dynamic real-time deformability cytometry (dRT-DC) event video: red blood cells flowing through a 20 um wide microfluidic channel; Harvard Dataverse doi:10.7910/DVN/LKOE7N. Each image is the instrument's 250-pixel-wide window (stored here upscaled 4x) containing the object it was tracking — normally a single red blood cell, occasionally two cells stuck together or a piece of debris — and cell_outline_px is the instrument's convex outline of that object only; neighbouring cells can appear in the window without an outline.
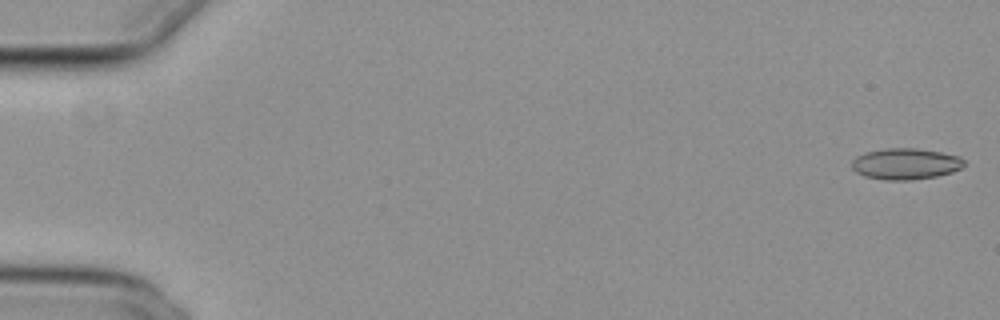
{"species": "common noctule bat (a hibernating species)", "species_latin": "Nyctalus noctula", "temperature_condition": "cold", "stored_images_in_passage": 55, "camera_frame_rate_fps": 3000, "um_per_image_px": 0.085, "animal": {"sex": "female", "body_mass_g": 29.2, "forearm_length_mm": 56.3}, "frame": {"image": 1, "passage_image": 1, "time_ms": 0.0, "image_size_px": [1000, 320], "cell_outline_px": [[964, 164], [960, 168], [952, 172], [936, 176], [912, 180], [884, 180], [864, 176], [856, 172], [852, 168], [852, 160], [856, 156], [864, 152], [884, 148], [916, 148], [940, 152], [960, 156], [964, 160]], "centroid_in_image_um": [76.94, 13.92], "position_along_channel_um": 8.1, "area_um2": 20.52}}
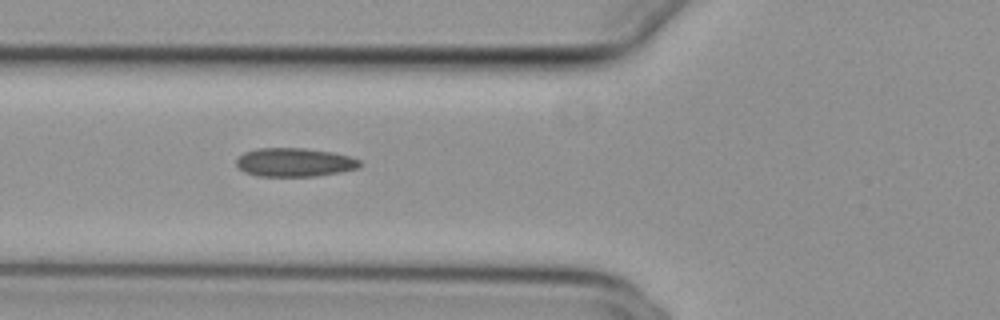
{"frame": {"image": 2, "passage_image": 21, "time_ms": 6.667, "image_size_px": [1000, 320], "cell_outline_px": [[364, 164], [356, 168], [340, 172], [316, 176], [256, 176], [244, 172], [236, 164], [236, 160], [244, 152], [256, 148], [304, 148], [332, 152], [348, 156], [360, 160]], "centroid_in_image_um": [25.02, 13.8], "position_along_channel_um": 100.8, "area_um2": 20.63}}
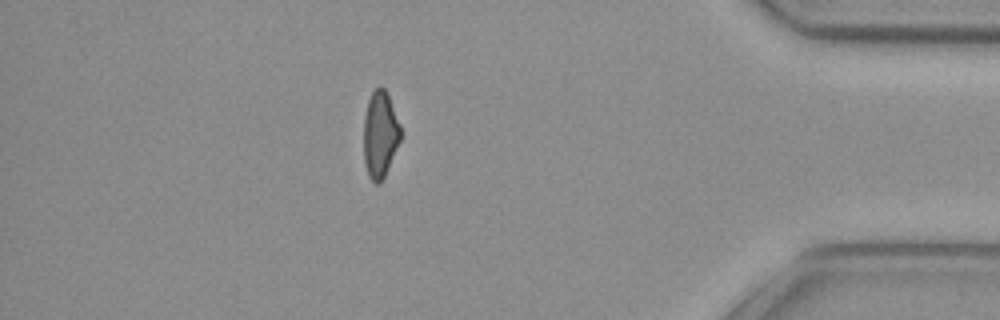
{"frame": {"image": 3, "passage_image": 48, "time_ms": 15.667, "image_size_px": [1000, 320], "cell_outline_px": [[400, 140], [384, 176], [380, 184], [376, 184], [368, 176], [364, 160], [364, 116], [368, 100], [372, 92], [380, 84], [384, 88], [388, 96], [400, 124]], "centroid_in_image_um": [32.29, 11.42], "position_along_channel_um": 402.9, "area_um2": 18.38}, "authors_computed_cell_mechanics": {"area_um2": 20.3456, "velocity_mm_per_s": 3.8043, "shape_relaxation_time_tau1_ms": null, "shape_relaxation_time_tau2_ms": 3.4868, "deformation_change_tau1": null, "deformation_change_tau2": 0.119}}